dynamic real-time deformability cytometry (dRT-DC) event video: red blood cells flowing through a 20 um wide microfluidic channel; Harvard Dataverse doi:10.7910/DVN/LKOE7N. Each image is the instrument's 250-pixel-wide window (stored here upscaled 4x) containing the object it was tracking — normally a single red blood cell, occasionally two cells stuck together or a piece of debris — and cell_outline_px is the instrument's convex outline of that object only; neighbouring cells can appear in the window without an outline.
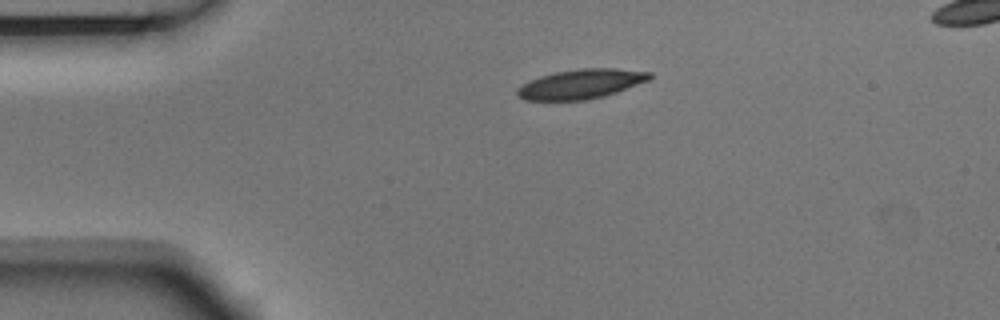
{"species": "Egyptian fruit bat (a non-hibernating species)", "species_latin": "Rousettus aegyptiacus", "temperature_condition": "room temperature", "stored_images_in_passage": 2, "camera_frame_rate_fps": 3000, "um_per_image_px": 0.085, "animal": {"sex": "male"}, "frame": {"image": 1, "passage_image": 1, "time_ms": 0.0, "image_size_px": [1000, 320], "cell_outline_px": [[652, 76], [648, 80], [616, 92], [604, 96], [584, 100], [524, 100], [516, 92], [516, 88], [528, 80], [540, 76], [556, 72], [580, 68], [612, 68], [652, 72]], "centroid_in_image_um": [49.35, 7.13], "position_along_channel_um": 35.6, "area_um2": 22.66}}